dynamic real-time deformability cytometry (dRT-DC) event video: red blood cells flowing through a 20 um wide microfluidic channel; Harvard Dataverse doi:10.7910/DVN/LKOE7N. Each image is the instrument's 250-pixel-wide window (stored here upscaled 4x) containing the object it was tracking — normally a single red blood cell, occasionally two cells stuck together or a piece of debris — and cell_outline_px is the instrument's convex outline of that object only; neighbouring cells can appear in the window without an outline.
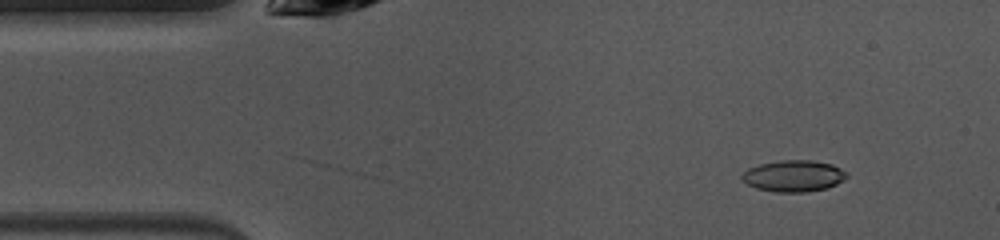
{"species": "common noctule bat (a hibernating species)", "species_latin": "Nyctalus noctula", "temperature_condition": "warm", "stored_images_in_passage": 38, "camera_frame_rate_fps": 3000, "um_per_image_px": 0.085, "animal": {"sex": "female", "body_mass_g": 10.0, "forearm_length_mm": 53.1}, "frame": {"image": 1, "passage_image": 1, "time_ms": 0.0, "image_size_px": [1000, 240], "cell_outline_px": [[848, 176], [844, 180], [828, 188], [808, 192], [776, 192], [756, 188], [748, 184], [740, 176], [748, 168], [760, 164], [780, 160], [812, 160], [832, 164], [848, 172]], "centroid_in_image_um": [67.49, 14.95], "position_along_channel_um": 17.5, "area_um2": 19.31}}
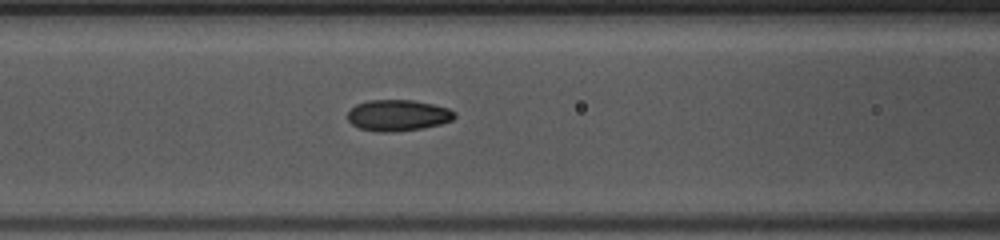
{"frame": {"image": 2, "passage_image": 14, "time_ms": 4.333, "image_size_px": [1000, 240], "cell_outline_px": [[456, 116], [452, 120], [440, 124], [424, 128], [392, 132], [380, 132], [360, 128], [352, 124], [348, 120], [348, 112], [356, 104], [368, 100], [412, 100], [432, 104], [448, 108], [456, 112]], "centroid_in_image_um": [33.83, 9.8], "position_along_channel_um": 132.8, "area_um2": 19.42}}
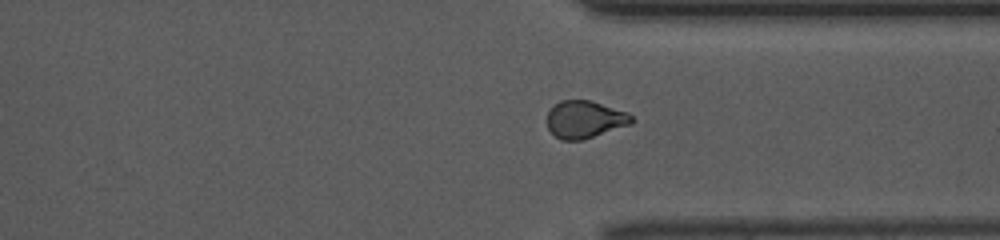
{"frame": {"image": 3, "passage_image": 31, "time_ms": 10.0, "image_size_px": [1000, 240], "cell_outline_px": [[636, 120], [632, 124], [584, 140], [560, 140], [548, 128], [548, 112], [552, 104], [560, 100], [592, 100], [628, 112]], "centroid_in_image_um": [49.74, 10.14], "position_along_channel_um": 361.7, "area_um2": 18.79}, "authors_computed_cell_mechanics": {"area_um2": 19.0162, "velocity_mm_per_s": 4.0408, "shape_relaxation_time_tau1_ms": 4.0068, "shape_relaxation_time_tau2_ms": 1.6364, "deformation_change_tau1": 0.1303, "deformation_change_tau2": 0.0586}}